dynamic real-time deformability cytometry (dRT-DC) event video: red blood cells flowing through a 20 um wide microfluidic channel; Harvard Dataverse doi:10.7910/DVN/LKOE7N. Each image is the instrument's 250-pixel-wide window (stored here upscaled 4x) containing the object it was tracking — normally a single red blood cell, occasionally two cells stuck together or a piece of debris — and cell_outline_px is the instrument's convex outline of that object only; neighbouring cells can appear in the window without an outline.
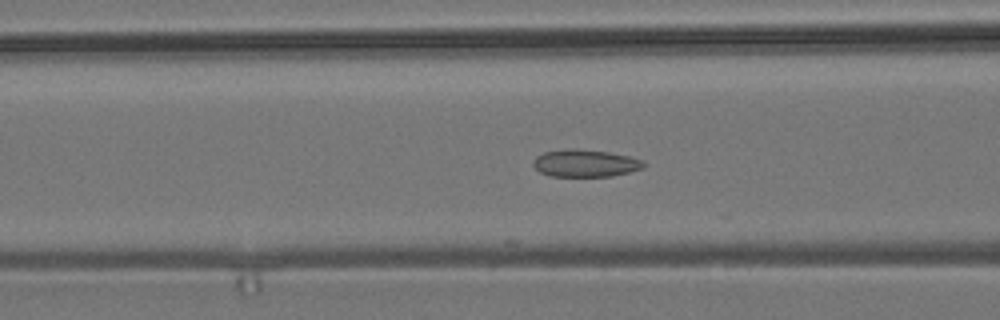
{"species": "common noctule bat (a hibernating species)", "species_latin": "Nyctalus noctula", "temperature_condition": "room temperature", "stored_images_in_passage": 47, "camera_frame_rate_fps": 3000, "um_per_image_px": 0.085, "animal": {"sex": "male", "body_mass_g": 19.2, "forearm_length_mm": 51.8}, "frame": {"image": 1, "passage_image": 21, "time_ms": 6.667, "image_size_px": [1000, 320], "cell_outline_px": [[644, 168], [612, 176], [552, 176], [540, 172], [532, 164], [532, 160], [536, 156], [544, 152], [568, 148], [576, 148], [608, 152], [628, 156], [644, 160]], "centroid_in_image_um": [49.73, 13.86], "position_along_channel_um": 116.9, "area_um2": 17.63}}
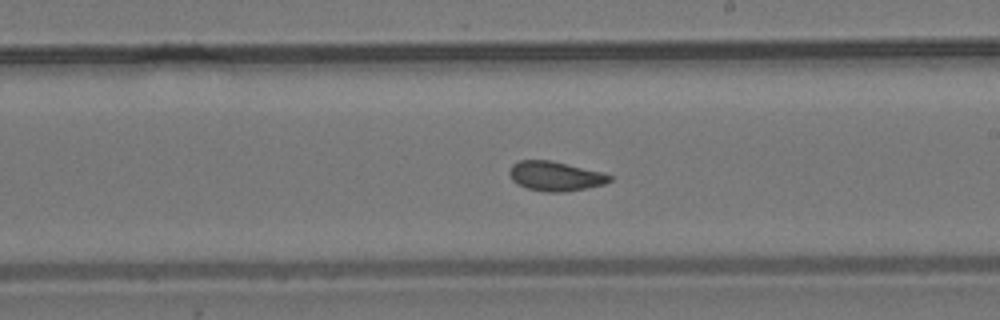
{"frame": {"image": 2, "passage_image": 31, "time_ms": 10.0, "image_size_px": [1000, 320], "cell_outline_px": [[612, 180], [604, 184], [564, 192], [544, 192], [528, 188], [516, 184], [512, 180], [508, 172], [512, 164], [520, 160], [552, 160], [600, 172], [612, 176]], "centroid_in_image_um": [47.16, 14.97], "position_along_channel_um": 241.8, "area_um2": 17.17}}
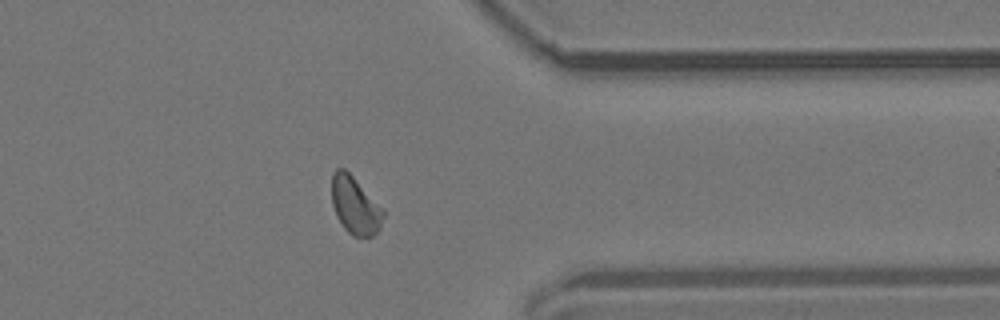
{"frame": {"image": 3, "passage_image": 43, "time_ms": 14.0, "image_size_px": [1000, 320], "cell_outline_px": [[384, 216], [380, 228], [372, 236], [352, 236], [344, 228], [336, 216], [332, 204], [332, 172], [336, 168], [344, 168], [384, 208]], "centroid_in_image_um": [30.18, 17.46], "position_along_channel_um": 381.2, "area_um2": 17.28}}